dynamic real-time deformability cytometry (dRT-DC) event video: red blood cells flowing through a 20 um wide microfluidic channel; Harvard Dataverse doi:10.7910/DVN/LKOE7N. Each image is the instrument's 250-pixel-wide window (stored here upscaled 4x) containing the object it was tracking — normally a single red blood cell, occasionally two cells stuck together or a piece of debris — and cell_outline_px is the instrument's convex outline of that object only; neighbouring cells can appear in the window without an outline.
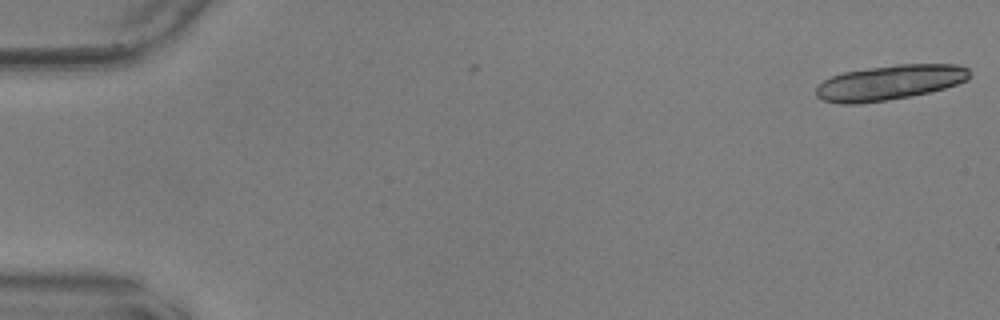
{"species": "common noctule bat (a hibernating species)", "species_latin": "Nyctalus noctula", "temperature_condition": "warm", "stored_images_in_passage": 2, "camera_frame_rate_fps": 3000, "um_per_image_px": 0.085, "animal": {"sex": "male", "body_mass_g": 17.9, "forearm_length_mm": 54.2}, "frame": {"image": 1, "passage_image": 2, "time_ms": 0.333, "image_size_px": [1000, 320], "cell_outline_px": [[968, 80], [944, 88], [912, 96], [888, 100], [856, 104], [840, 104], [824, 100], [816, 96], [816, 88], [824, 80], [832, 76], [844, 72], [868, 68], [896, 64], [956, 64], [968, 68]], "centroid_in_image_um": [75.61, 7.02], "position_along_channel_um": 9.4, "area_um2": 31.15}}